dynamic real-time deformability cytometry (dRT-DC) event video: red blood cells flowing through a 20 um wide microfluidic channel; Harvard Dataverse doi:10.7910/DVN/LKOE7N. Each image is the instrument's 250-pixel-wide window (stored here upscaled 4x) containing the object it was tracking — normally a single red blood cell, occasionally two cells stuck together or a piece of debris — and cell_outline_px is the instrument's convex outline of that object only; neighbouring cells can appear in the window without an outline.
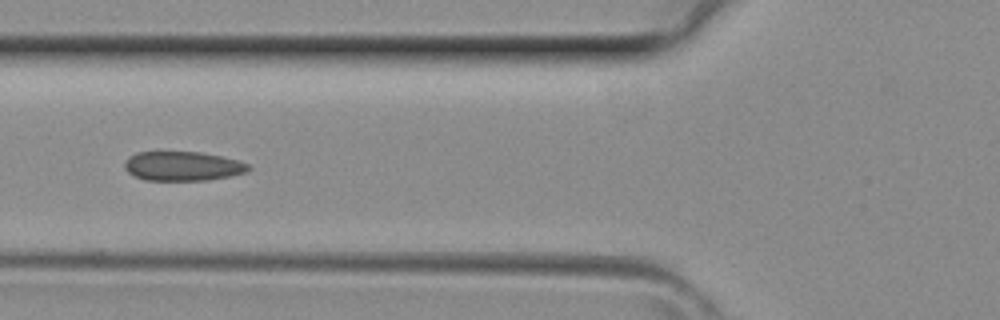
{"species": "common noctule bat (a hibernating species)", "species_latin": "Nyctalus noctula", "temperature_condition": "room temperature", "stored_images_in_passage": 3, "camera_frame_rate_fps": 3000, "um_per_image_px": 0.085, "animal": {"sex": "female", "body_mass_g": 29.2, "forearm_length_mm": 56.3}, "frame": {"image": 1, "passage_image": 3, "time_ms": 0.667, "image_size_px": [1000, 320], "cell_outline_px": [[252, 168], [248, 172], [208, 180], [144, 180], [132, 176], [124, 168], [124, 164], [128, 156], [136, 152], [200, 152], [224, 156], [240, 160], [248, 164]], "centroid_in_image_um": [15.53, 14.12], "position_along_channel_um": 110.3, "area_um2": 21.44}}